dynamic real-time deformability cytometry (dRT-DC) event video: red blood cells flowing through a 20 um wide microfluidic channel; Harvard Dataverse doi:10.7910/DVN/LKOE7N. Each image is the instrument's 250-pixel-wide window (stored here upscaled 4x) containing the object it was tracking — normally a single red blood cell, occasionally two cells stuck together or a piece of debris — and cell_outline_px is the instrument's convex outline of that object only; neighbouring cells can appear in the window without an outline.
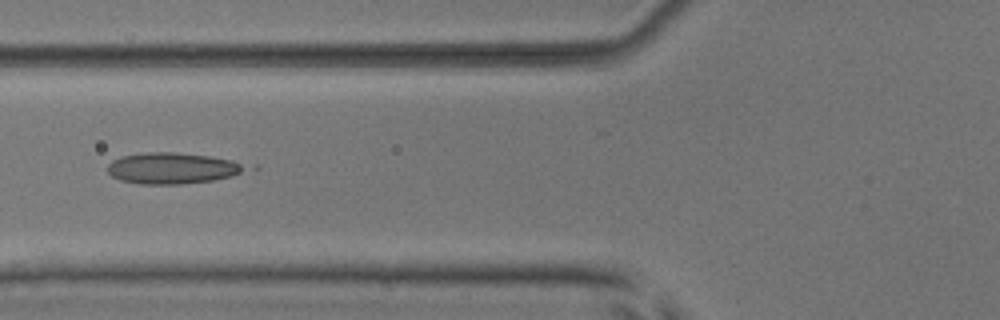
{"species": "common noctule bat (a hibernating species)", "species_latin": "Nyctalus noctula", "temperature_condition": "room temperature", "stored_images_in_passage": 5, "camera_frame_rate_fps": 3000, "um_per_image_px": 0.085, "animal": {"sex": "male", "body_mass_g": 17.9, "forearm_length_mm": 54.2}, "frame": {"image": 1, "passage_image": 5, "time_ms": 1.333, "image_size_px": [1000, 320], "cell_outline_px": [[248, 168], [232, 176], [212, 180], [180, 184], [140, 184], [120, 180], [112, 176], [108, 172], [108, 164], [112, 160], [120, 156], [144, 152], [172, 152], [208, 156], [232, 160]], "centroid_in_image_um": [14.57, 14.29], "position_along_channel_um": 111.2, "area_um2": 24.8}}